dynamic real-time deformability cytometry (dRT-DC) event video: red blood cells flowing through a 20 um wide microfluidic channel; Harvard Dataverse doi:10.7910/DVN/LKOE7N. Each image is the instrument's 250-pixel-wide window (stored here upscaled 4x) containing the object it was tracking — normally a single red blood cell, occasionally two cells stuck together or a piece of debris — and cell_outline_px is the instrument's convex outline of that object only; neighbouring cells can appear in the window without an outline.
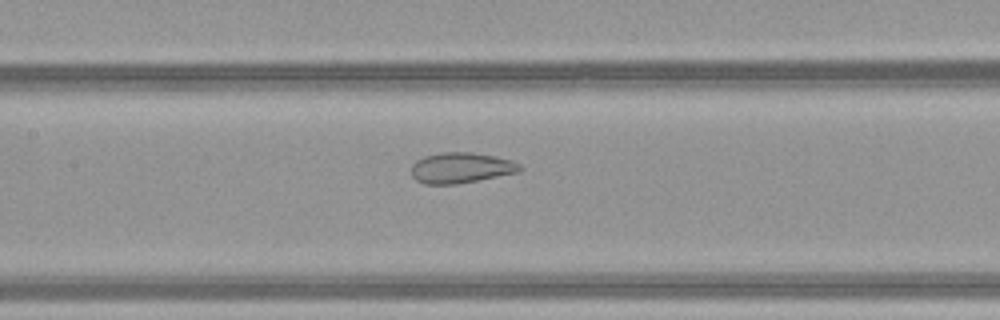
{"species": "common noctule bat (a hibernating species)", "species_latin": "Nyctalus noctula", "temperature_condition": "warm", "stored_images_in_passage": 49, "camera_frame_rate_fps": 3000, "um_per_image_px": 0.085, "animal": {"sex": "female", "body_mass_g": 21.9}, "frame": {"image": 1, "passage_image": 23, "time_ms": 7.333, "image_size_px": [1000, 320], "cell_outline_px": [[520, 172], [456, 184], [424, 184], [416, 180], [412, 176], [412, 164], [416, 160], [424, 156], [440, 152], [472, 152], [496, 156], [512, 160], [520, 164]], "centroid_in_image_um": [39.17, 14.25], "position_along_channel_um": 168.2, "area_um2": 19.42}}
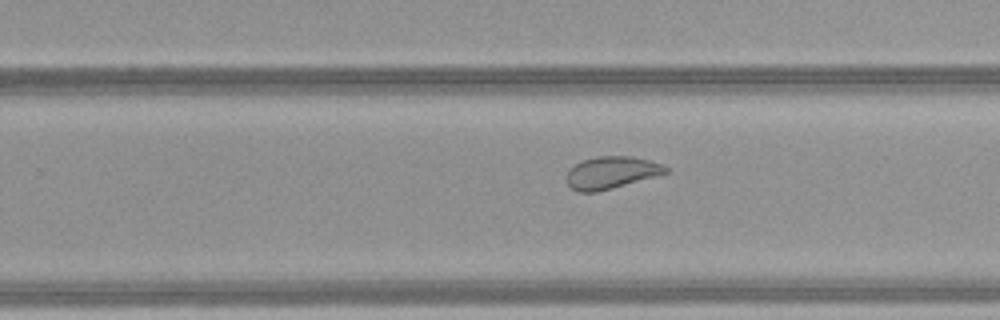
{"frame": {"image": 2, "passage_image": 31, "time_ms": 10.0, "image_size_px": [1000, 320], "cell_outline_px": [[668, 172], [612, 188], [596, 192], [576, 192], [568, 184], [568, 168], [584, 160], [600, 156], [632, 156], [648, 160], [660, 164], [668, 168]], "centroid_in_image_um": [51.93, 14.67], "position_along_channel_um": 277.9, "area_um2": 18.21}}
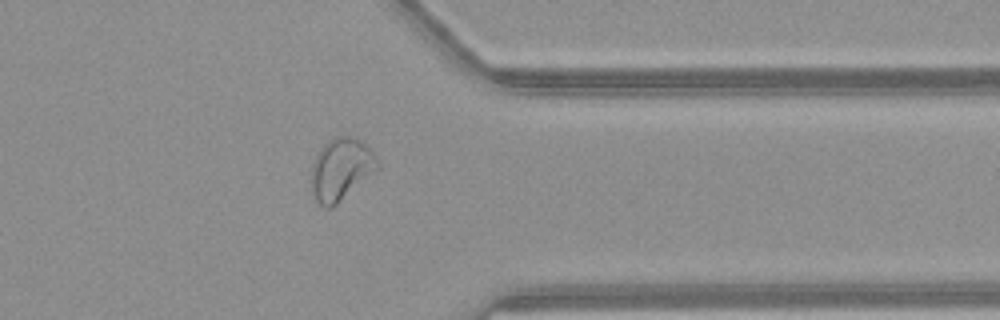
{"frame": {"image": 3, "passage_image": 39, "time_ms": 12.667, "image_size_px": [1000, 320], "cell_outline_px": [[380, 168], [332, 208], [324, 208], [316, 200], [312, 192], [312, 164], [316, 152], [328, 140], [336, 136], [348, 136], [364, 144], [376, 156], [380, 164]], "centroid_in_image_um": [28.98, 14.4], "position_along_channel_um": 382.4, "area_um2": 23.87}, "authors_computed_cell_mechanics": {"area_um2": 25.721, "velocity_mm_per_s": 4.1236, "shape_relaxation_time_tau1_ms": null, "shape_relaxation_time_tau2_ms": 1.1769, "deformation_change_tau1": null, "deformation_change_tau2": 0.069}}